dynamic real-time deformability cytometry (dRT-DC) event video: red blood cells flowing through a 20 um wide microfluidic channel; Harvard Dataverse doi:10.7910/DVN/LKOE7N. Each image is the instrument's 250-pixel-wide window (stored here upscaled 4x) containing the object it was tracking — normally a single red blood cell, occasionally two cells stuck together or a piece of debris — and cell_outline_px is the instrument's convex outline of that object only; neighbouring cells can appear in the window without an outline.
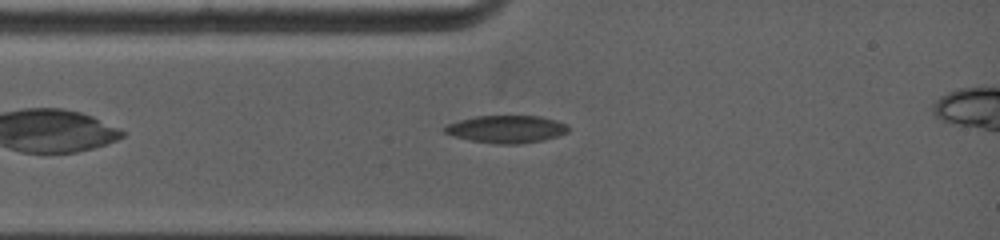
{"species": "common noctule bat (a hibernating species)", "species_latin": "Nyctalus noctula", "temperature_condition": "warm", "stored_images_in_passage": 9, "camera_frame_rate_fps": 5000, "um_per_image_px": 0.085, "animal": {"sex": "female", "body_mass_g": 19.0, "forearm_length_mm": 53.3}, "frame": {"image": 1, "passage_image": 3, "time_ms": 0.8, "image_size_px": [1000, 240], "cell_outline_px": [[568, 132], [544, 140], [520, 144], [496, 144], [472, 140], [452, 136], [444, 132], [444, 128], [448, 124], [460, 120], [476, 116], [540, 116], [556, 120], [568, 124]], "centroid_in_image_um": [43.07, 10.98], "position_along_channel_um": 41.9, "area_um2": 19.77}}
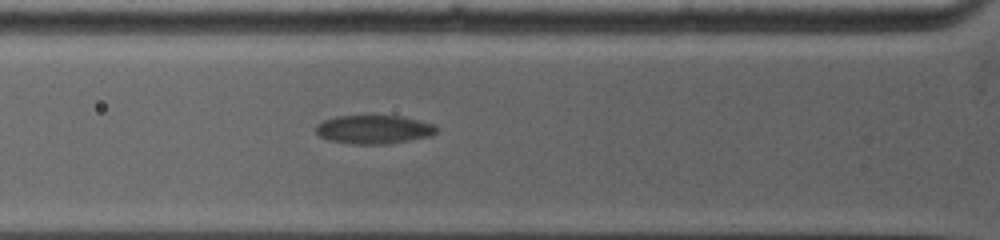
{"frame": {"image": 2, "passage_image": 6, "time_ms": 2.2, "image_size_px": [1000, 240], "cell_outline_px": [[440, 128], [432, 136], [388, 144], [356, 144], [328, 140], [320, 136], [316, 132], [316, 124], [324, 120], [336, 116], [404, 116], [436, 124]], "centroid_in_image_um": [31.84, 11.0], "position_along_channel_um": 94.0, "area_um2": 20.35}}
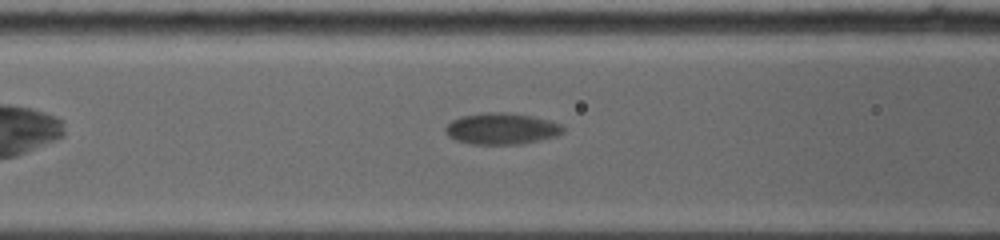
{"frame": {"image": 3, "passage_image": 8, "time_ms": 3.0, "image_size_px": [1000, 240], "cell_outline_px": [[564, 132], [556, 136], [524, 144], [472, 144], [456, 140], [448, 136], [444, 132], [444, 128], [452, 120], [460, 116], [484, 112], [508, 112], [532, 116], [548, 120], [560, 124], [564, 128]], "centroid_in_image_um": [42.62, 10.93], "position_along_channel_um": 124.0, "area_um2": 21.68}}